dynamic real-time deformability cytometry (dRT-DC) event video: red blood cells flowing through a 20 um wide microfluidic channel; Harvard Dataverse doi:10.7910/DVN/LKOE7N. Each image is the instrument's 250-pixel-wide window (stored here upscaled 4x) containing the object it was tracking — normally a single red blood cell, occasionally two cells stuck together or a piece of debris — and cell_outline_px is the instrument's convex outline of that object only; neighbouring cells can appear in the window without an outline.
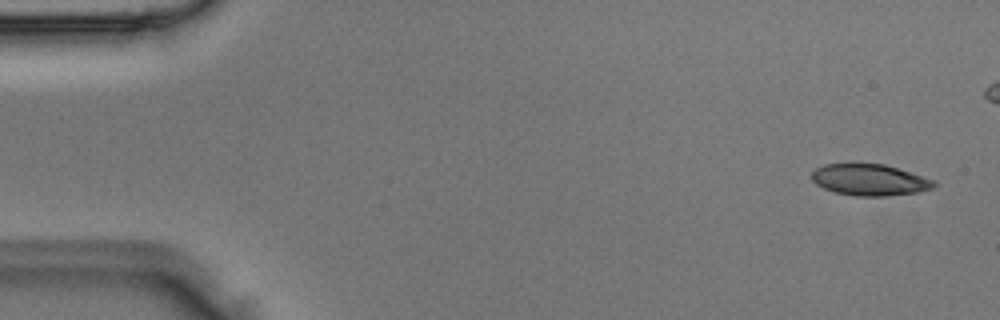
{"species": "Egyptian fruit bat (a non-hibernating species)", "species_latin": "Rousettus aegyptiacus", "temperature_condition": "room temperature", "stored_images_in_passage": 4, "camera_frame_rate_fps": 3000, "um_per_image_px": 0.085, "animal": {"sex": "male"}, "frame": {"image": 1, "passage_image": 1, "time_ms": 0.0, "image_size_px": [1000, 320], "cell_outline_px": [[936, 184], [932, 188], [916, 192], [884, 196], [856, 196], [836, 192], [824, 188], [816, 184], [812, 180], [812, 172], [816, 168], [824, 164], [852, 160], [884, 164], [936, 180]], "centroid_in_image_um": [73.87, 15.23], "position_along_channel_um": 11.1, "area_um2": 23.0}}